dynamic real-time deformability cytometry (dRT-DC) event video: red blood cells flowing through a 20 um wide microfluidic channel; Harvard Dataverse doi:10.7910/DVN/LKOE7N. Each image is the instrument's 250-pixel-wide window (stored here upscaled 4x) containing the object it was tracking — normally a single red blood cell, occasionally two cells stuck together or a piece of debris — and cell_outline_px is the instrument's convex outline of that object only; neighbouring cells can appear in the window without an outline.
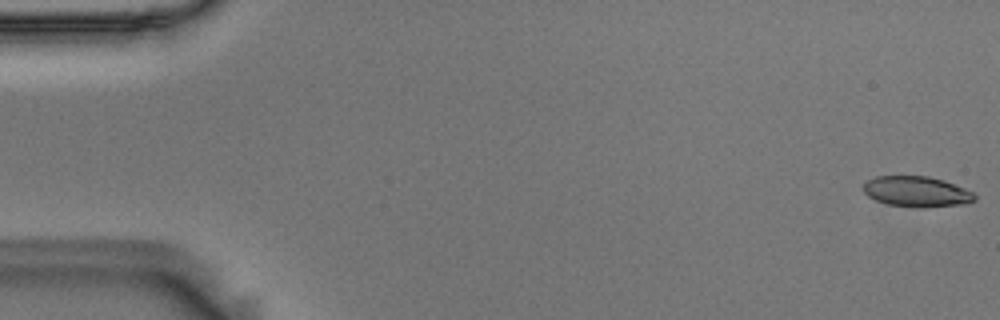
{"species": "Egyptian fruit bat (a non-hibernating species)", "species_latin": "Rousettus aegyptiacus", "temperature_condition": "room temperature", "stored_images_in_passage": 56, "camera_frame_rate_fps": 3000, "um_per_image_px": 0.085, "animal": {"sex": "male"}, "frame": {"image": 1, "passage_image": 1, "time_ms": 0.0, "image_size_px": [1000, 320], "cell_outline_px": [[976, 200], [964, 204], [924, 208], [888, 204], [876, 200], [868, 196], [860, 188], [868, 180], [876, 176], [928, 176], [944, 180], [964, 188], [972, 192], [976, 196]], "centroid_in_image_um": [77.91, 16.28], "position_along_channel_um": 7.1, "area_um2": 19.88}}
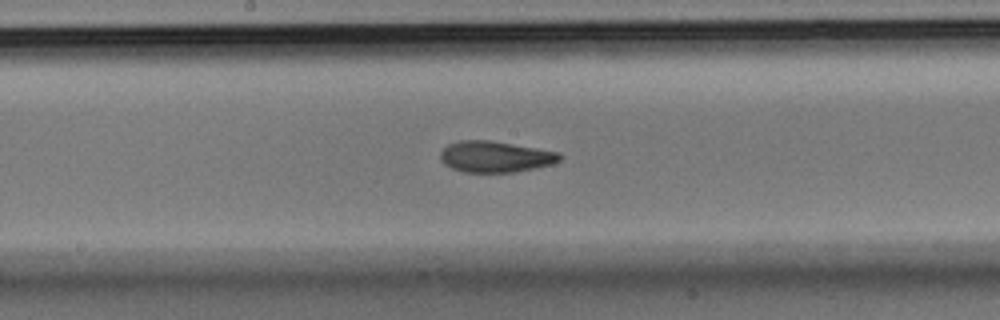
{"frame": {"image": 2, "passage_image": 29, "time_ms": 9.333, "image_size_px": [1000, 320], "cell_outline_px": [[560, 160], [552, 164], [516, 172], [464, 172], [452, 168], [444, 164], [440, 160], [440, 152], [448, 144], [460, 140], [492, 140], [560, 152]], "centroid_in_image_um": [42.08, 13.31], "position_along_channel_um": 206.1, "area_um2": 21.73}}
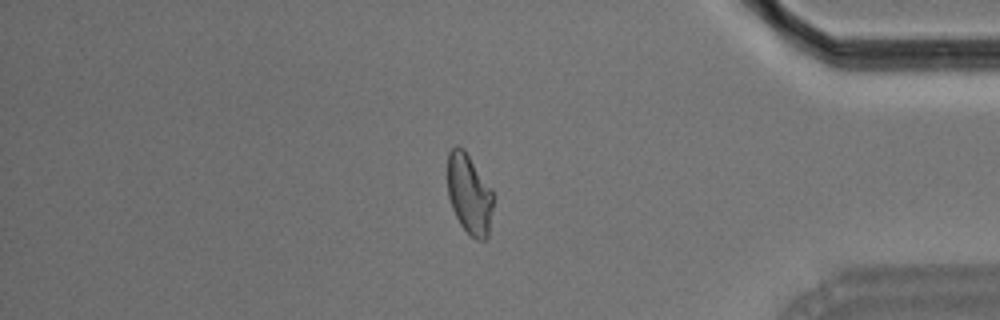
{"frame": {"image": 3, "passage_image": 47, "time_ms": 15.333, "image_size_px": [1000, 320], "cell_outline_px": [[496, 196], [488, 236], [484, 240], [476, 240], [460, 224], [452, 208], [448, 196], [448, 152], [456, 144], [464, 148], [492, 188]], "centroid_in_image_um": [39.93, 16.48], "position_along_channel_um": 395.3, "area_um2": 21.85}, "authors_computed_cell_mechanics": {"area_um2": 21.5016, "velocity_mm_per_s": 3.6335, "shape_relaxation_time_tau1_ms": 5.1538, "shape_relaxation_time_tau2_ms": 1.9695, "deformation_change_tau1": 0.1836, "deformation_change_tau2": 0.0852}}